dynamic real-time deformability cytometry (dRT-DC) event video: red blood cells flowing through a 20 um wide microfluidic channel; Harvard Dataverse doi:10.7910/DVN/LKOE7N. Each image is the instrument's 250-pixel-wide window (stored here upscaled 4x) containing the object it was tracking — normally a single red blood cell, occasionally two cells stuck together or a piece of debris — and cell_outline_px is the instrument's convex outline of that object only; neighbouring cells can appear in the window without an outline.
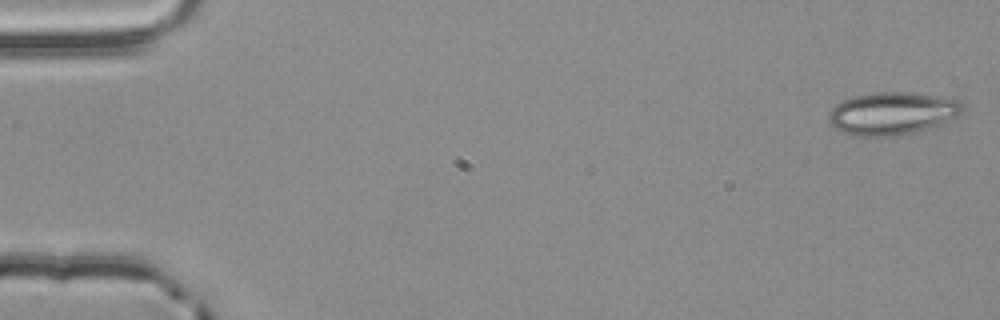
{"species": "common noctule bat (a hibernating species)", "species_latin": "Nyctalus noctula", "temperature_condition": "room temperature", "stored_images_in_passage": 54, "camera_frame_rate_fps": 3000, "um_per_image_px": 0.085, "animal": {"sex": "male", "body_mass_g": 20.4}, "frame": {"image": 1, "passage_image": 1, "time_ms": 0.0, "image_size_px": [1000, 320], "cell_outline_px": [[964, 112], [944, 124], [916, 132], [892, 136], [852, 136], [836, 128], [828, 120], [828, 112], [836, 104], [844, 100], [856, 96], [880, 92], [904, 92], [952, 96], [960, 100], [964, 104]], "centroid_in_image_um": [75.94, 9.63], "position_along_channel_um": 9.1, "area_um2": 33.81}}
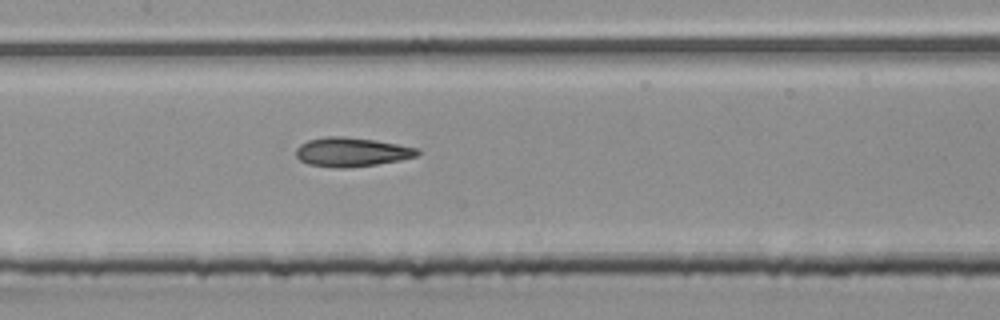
{"frame": {"image": 2, "passage_image": 26, "time_ms": 8.333, "image_size_px": [1000, 320], "cell_outline_px": [[420, 152], [416, 156], [400, 160], [376, 164], [344, 168], [332, 168], [308, 164], [300, 160], [296, 156], [296, 148], [300, 144], [308, 140], [328, 136], [344, 136], [376, 140], [416, 148]], "centroid_in_image_um": [29.84, 12.92], "position_along_channel_um": 177.6, "area_um2": 20.52}}
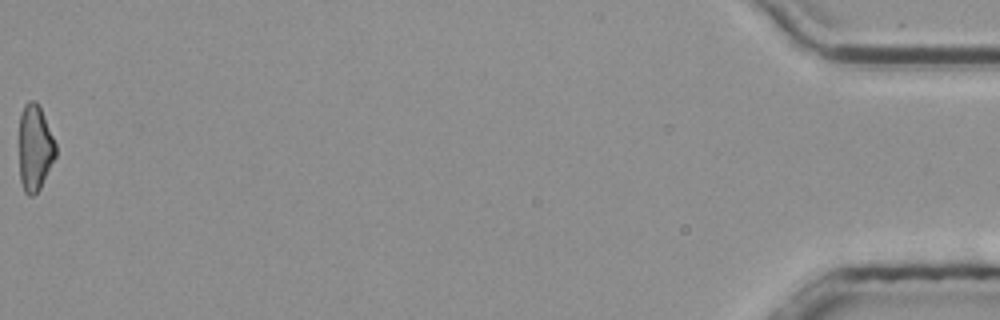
{"frame": {"image": 3, "passage_image": 54, "time_ms": 17.667, "image_size_px": [1000, 320], "cell_outline_px": [[56, 156], [40, 188], [32, 196], [28, 196], [24, 192], [20, 180], [20, 112], [24, 104], [28, 100], [36, 100], [40, 104], [56, 144]], "centroid_in_image_um": [2.97, 12.52], "position_along_channel_um": 432.2, "area_um2": 18.5}, "authors_computed_cell_mechanics": {"area_um2": 20.23, "velocity_mm_per_s": 3.8878, "shape_relaxation_time_tau1_ms": null, "shape_relaxation_time_tau2_ms": 3.4223, "deformation_change_tau1": null, "deformation_change_tau2": 0.1231}}